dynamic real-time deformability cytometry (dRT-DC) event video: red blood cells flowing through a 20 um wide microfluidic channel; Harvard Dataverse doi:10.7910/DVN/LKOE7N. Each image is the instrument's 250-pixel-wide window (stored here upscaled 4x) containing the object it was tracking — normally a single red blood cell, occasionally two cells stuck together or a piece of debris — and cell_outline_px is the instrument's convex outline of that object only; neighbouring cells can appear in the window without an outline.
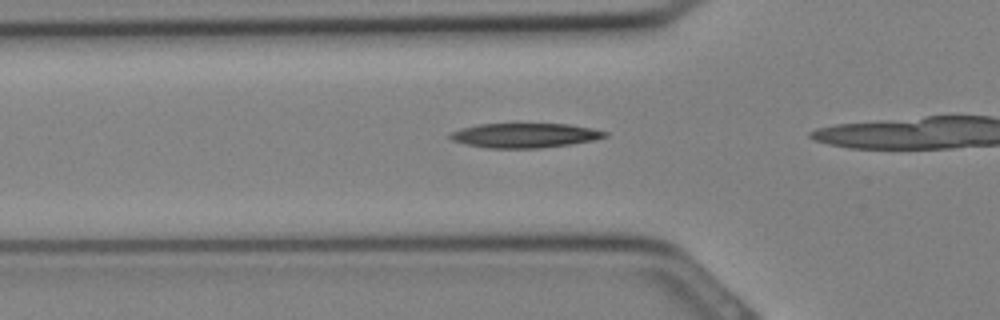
{"species": "Egyptian fruit bat (a non-hibernating species)", "species_latin": "Rousettus aegyptiacus", "temperature_condition": "cold", "stored_images_in_passage": 13, "camera_frame_rate_fps": 3000, "um_per_image_px": 0.085, "animal": {"sex": "female"}, "frame": {"image": 1, "passage_image": 6, "time_ms": 1.667, "image_size_px": [1000, 320], "cell_outline_px": [[608, 136], [592, 140], [572, 144], [540, 148], [488, 148], [464, 144], [452, 140], [448, 136], [452, 132], [460, 128], [480, 124], [568, 124], [592, 128], [608, 132]], "centroid_in_image_um": [44.6, 11.51], "position_along_channel_um": 81.2, "area_um2": 22.14}}
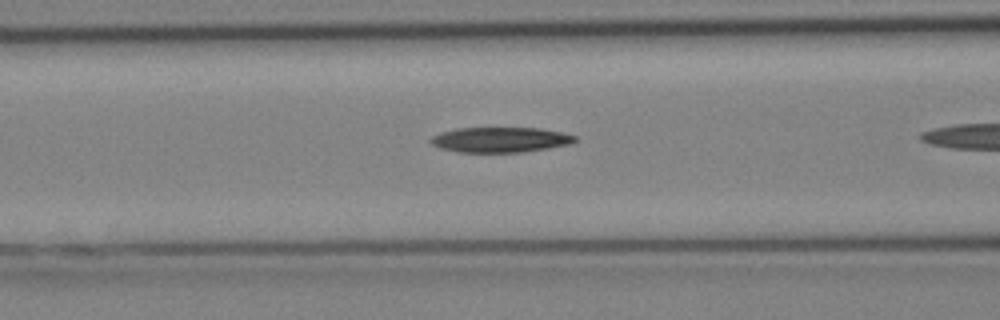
{"frame": {"image": 2, "passage_image": 8, "time_ms": 2.333, "image_size_px": [1000, 320], "cell_outline_px": [[580, 140], [568, 144], [548, 148], [520, 152], [456, 152], [440, 148], [432, 144], [428, 140], [432, 136], [440, 132], [456, 128], [540, 128], [560, 132], [576, 136]], "centroid_in_image_um": [42.5, 11.87], "position_along_channel_um": 124.1, "area_um2": 21.21}}
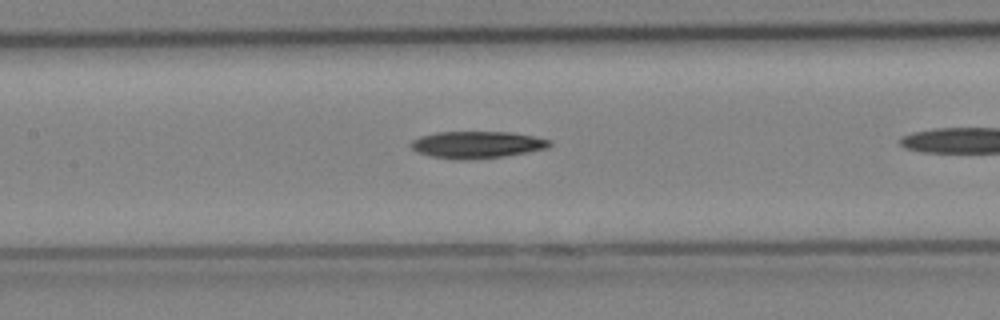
{"frame": {"image": 3, "passage_image": 10, "time_ms": 3.0, "image_size_px": [1000, 320], "cell_outline_px": [[552, 144], [548, 148], [528, 152], [504, 156], [464, 160], [460, 160], [432, 156], [420, 152], [412, 148], [408, 144], [412, 140], [420, 136], [436, 132], [512, 132], [552, 140]], "centroid_in_image_um": [40.56, 12.29], "position_along_channel_um": 166.8, "area_um2": 21.73}}